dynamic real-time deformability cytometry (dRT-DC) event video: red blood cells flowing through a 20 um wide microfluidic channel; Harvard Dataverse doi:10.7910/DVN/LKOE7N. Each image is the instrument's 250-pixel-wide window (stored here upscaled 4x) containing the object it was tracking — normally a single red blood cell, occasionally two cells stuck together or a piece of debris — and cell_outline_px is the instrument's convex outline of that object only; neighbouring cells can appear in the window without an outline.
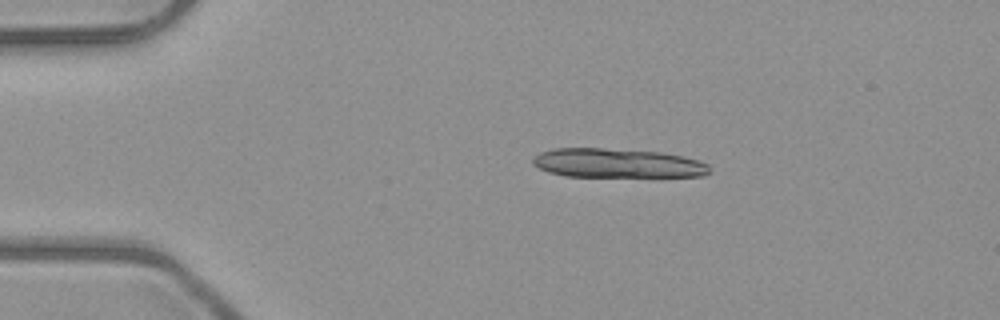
{"species": "common noctule bat (a hibernating species)", "species_latin": "Nyctalus noctula", "temperature_condition": "room temperature", "stored_images_in_passage": 7, "camera_frame_rate_fps": 3000, "um_per_image_px": 0.085, "animal": {"sex": "male", "body_mass_g": 23.1, "forearm_length_mm": 52.7}, "frame": {"image": 1, "passage_image": 2, "time_ms": 1.0, "image_size_px": [1000, 320], "cell_outline_px": [[712, 172], [704, 176], [564, 176], [548, 172], [532, 164], [532, 156], [540, 152], [552, 148], [604, 148], [664, 152], [696, 160], [708, 164]], "centroid_in_image_um": [52.44, 13.86], "position_along_channel_um": 32.6, "area_um2": 30.11}}
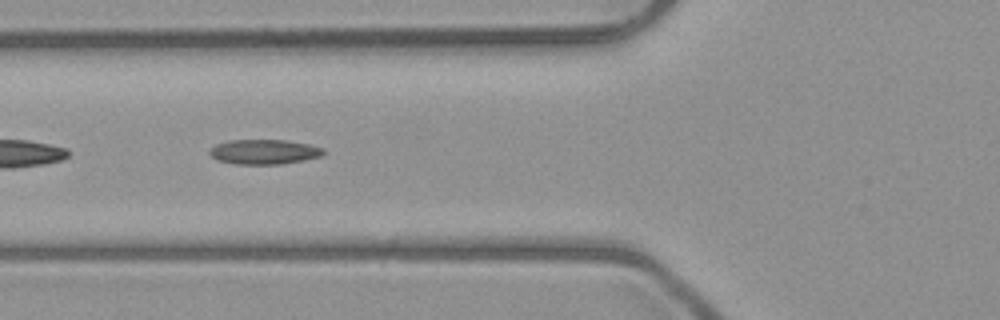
{"frame": {"image": 2, "passage_image": 5, "time_ms": 4.333, "image_size_px": [1000, 320], "cell_outline_px": [[324, 152], [320, 156], [304, 160], [280, 164], [236, 164], [216, 160], [208, 152], [216, 144], [232, 140], [284, 140], [308, 144], [324, 148]], "centroid_in_image_um": [22.44, 12.91], "position_along_channel_um": 103.4, "area_um2": 16.3}}
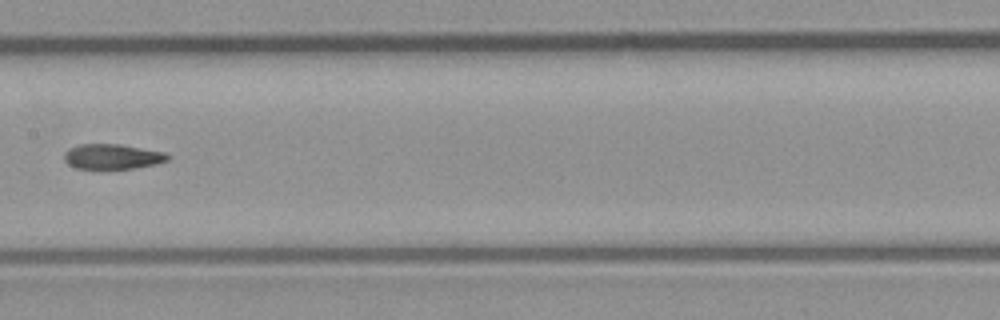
{"frame": {"image": 3, "passage_image": 7, "time_ms": 6.667, "image_size_px": [1000, 320], "cell_outline_px": [[172, 156], [168, 160], [156, 164], [132, 168], [76, 168], [68, 164], [64, 160], [64, 152], [68, 148], [80, 144], [120, 144], [164, 152]], "centroid_in_image_um": [9.55, 13.29], "position_along_channel_um": 197.9, "area_um2": 15.09}}